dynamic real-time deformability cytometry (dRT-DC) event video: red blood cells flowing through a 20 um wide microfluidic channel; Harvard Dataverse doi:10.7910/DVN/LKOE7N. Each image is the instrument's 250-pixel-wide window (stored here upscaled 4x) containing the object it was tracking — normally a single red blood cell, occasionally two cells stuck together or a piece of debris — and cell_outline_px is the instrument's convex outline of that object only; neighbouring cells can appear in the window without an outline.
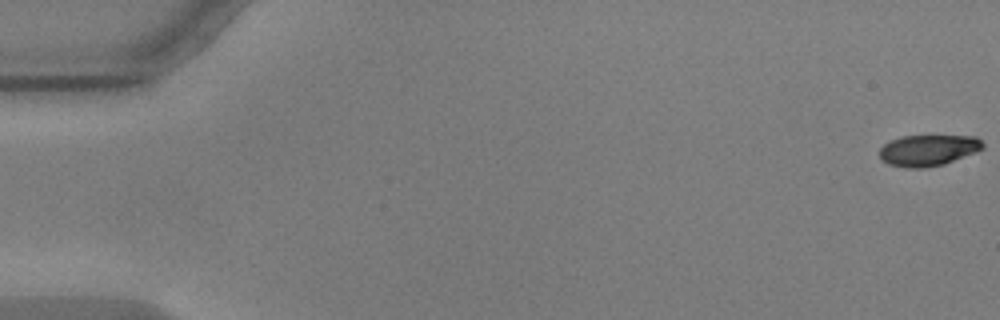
{"species": "common noctule bat (a hibernating species)", "species_latin": "Nyctalus noctula", "temperature_condition": "warm", "stored_images_in_passage": 57, "camera_frame_rate_fps": 3000, "um_per_image_px": 0.085, "animal": {"sex": "male", "body_mass_g": 17.9, "forearm_length_mm": 54.2}, "frame": {"image": 1, "passage_image": 1, "time_ms": 0.0, "image_size_px": [1000, 320], "cell_outline_px": [[984, 148], [976, 152], [944, 164], [924, 168], [904, 168], [888, 164], [880, 160], [880, 148], [884, 144], [892, 140], [904, 136], [976, 136], [984, 144]], "centroid_in_image_um": [78.89, 12.78], "position_along_channel_um": 6.1, "area_um2": 18.79}}
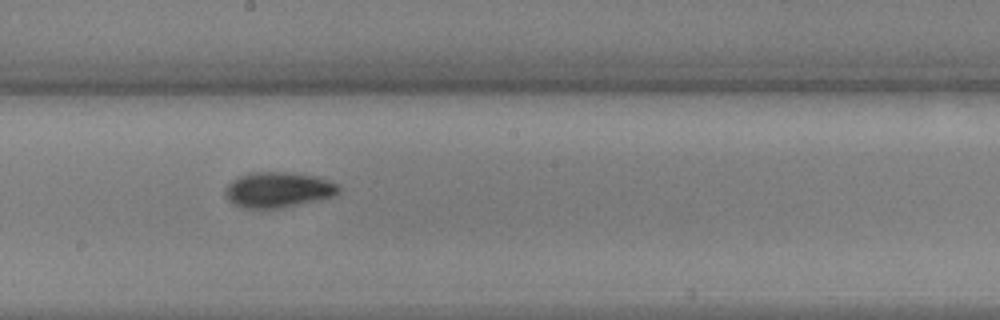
{"frame": {"image": 2, "passage_image": 32, "time_ms": 10.333, "image_size_px": [1000, 320], "cell_outline_px": [[340, 192], [332, 196], [280, 208], [244, 208], [232, 204], [228, 200], [224, 192], [224, 188], [232, 180], [240, 176], [252, 172], [296, 172], [316, 176], [336, 184], [340, 188]], "centroid_in_image_um": [23.59, 16.12], "position_along_channel_um": 224.6, "area_um2": 23.35}}
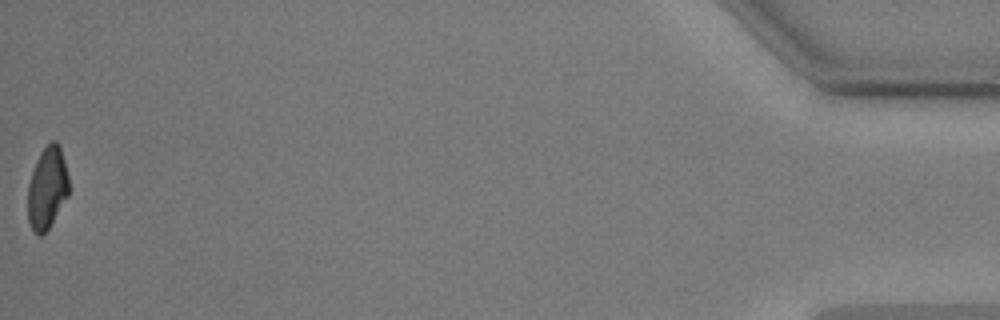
{"frame": {"image": 3, "passage_image": 57, "time_ms": 18.667, "image_size_px": [1000, 320], "cell_outline_px": [[68, 196], [48, 228], [40, 236], [32, 232], [28, 224], [28, 184], [36, 160], [40, 152], [52, 140], [56, 140], [60, 144], [68, 176]], "centroid_in_image_um": [4.0, 15.97], "position_along_channel_um": 431.2, "area_um2": 19.65}, "authors_computed_cell_mechanics": {"area_um2": 21.2704, "velocity_mm_per_s": 3.6057, "shape_relaxation_time_tau1_ms": 3.1393, "shape_relaxation_time_tau2_ms": 6.1156, "deformation_change_tau1": 0.1466, "deformation_change_tau2": 0.0938}}